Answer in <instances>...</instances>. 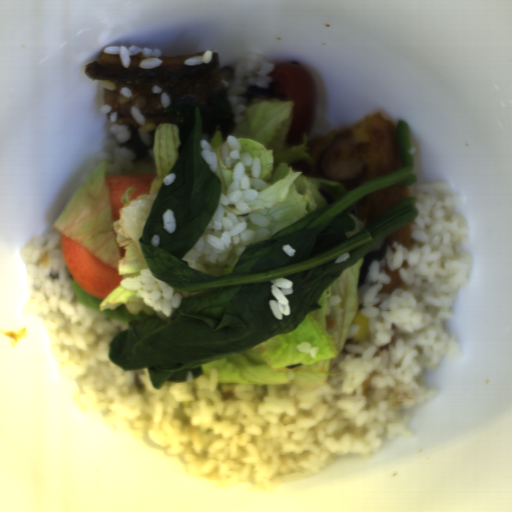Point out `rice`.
<instances>
[{"label": "rice", "instance_id": "b023fe2a", "mask_svg": "<svg viewBox=\"0 0 512 512\" xmlns=\"http://www.w3.org/2000/svg\"><path fill=\"white\" fill-rule=\"evenodd\" d=\"M213 53H215V52L213 50L209 49V50L203 51L201 54H197V56L183 60V62L185 65H196V66L208 64L212 61Z\"/></svg>", "mask_w": 512, "mask_h": 512}, {"label": "rice", "instance_id": "8eca5e8b", "mask_svg": "<svg viewBox=\"0 0 512 512\" xmlns=\"http://www.w3.org/2000/svg\"><path fill=\"white\" fill-rule=\"evenodd\" d=\"M110 104H101L98 112L109 116V133L102 138L103 147L94 150L81 180H86L95 168L102 162L109 163L108 175H130L135 173H153L149 159L134 161L137 153L132 149L120 146L133 138L127 124L116 122L118 111H112Z\"/></svg>", "mask_w": 512, "mask_h": 512}, {"label": "rice", "instance_id": "023b6e5f", "mask_svg": "<svg viewBox=\"0 0 512 512\" xmlns=\"http://www.w3.org/2000/svg\"><path fill=\"white\" fill-rule=\"evenodd\" d=\"M276 66L257 53L243 54L232 69L230 86L217 89L227 92L235 115V126L225 136L219 125L212 135L202 137L200 148L210 174L221 181L222 191L210 224L182 258L189 267L205 274L219 276L231 273L246 244L270 239L273 235L267 227L271 223L269 219L258 211H252L248 204L259 198L260 192L269 186L261 178L260 159L240 152L242 143L238 138L247 137L245 111L250 103L239 94L249 90V86L269 89L273 78L268 74L275 71Z\"/></svg>", "mask_w": 512, "mask_h": 512}, {"label": "rice", "instance_id": "652b925c", "mask_svg": "<svg viewBox=\"0 0 512 512\" xmlns=\"http://www.w3.org/2000/svg\"><path fill=\"white\" fill-rule=\"evenodd\" d=\"M418 214L410 221L411 248L387 236L362 257L358 306L347 341L324 385L296 394L290 384L219 382L210 376L154 388L149 371H123L108 354L128 323L80 303L61 249L62 232L47 229L19 249L28 277L23 314L42 320L52 353L76 391L74 405L150 451L176 457L190 477L220 486L313 477L338 457H369L382 434L415 437L411 410L434 400L424 371L442 357H463L445 321L455 319L460 289L469 285L473 256L463 248L470 225L458 213L457 189L436 179L409 186ZM398 273L404 282L380 293ZM380 293V294H379Z\"/></svg>", "mask_w": 512, "mask_h": 512}, {"label": "rice", "instance_id": "acb35da6", "mask_svg": "<svg viewBox=\"0 0 512 512\" xmlns=\"http://www.w3.org/2000/svg\"><path fill=\"white\" fill-rule=\"evenodd\" d=\"M104 54H113L119 55L120 63L122 67L129 68L131 64V56L141 55L142 59L139 61L138 65L140 69H158L162 64V59L164 58L163 54L165 51H162L158 48H140L138 46H130L126 45H110L102 49Z\"/></svg>", "mask_w": 512, "mask_h": 512}]
</instances>
